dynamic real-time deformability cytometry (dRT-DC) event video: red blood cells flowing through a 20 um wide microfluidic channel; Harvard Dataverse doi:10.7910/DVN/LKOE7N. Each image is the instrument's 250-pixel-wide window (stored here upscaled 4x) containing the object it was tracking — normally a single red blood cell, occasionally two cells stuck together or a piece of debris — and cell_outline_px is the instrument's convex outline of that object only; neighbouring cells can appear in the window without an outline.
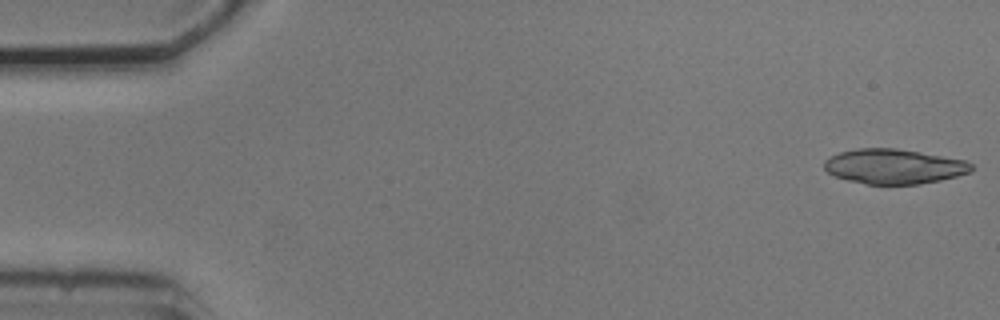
{"species": "common noctule bat (a hibernating species)", "species_latin": "Nyctalus noctula", "temperature_condition": "cold", "stored_images_in_passage": 5, "camera_frame_rate_fps": 3000, "um_per_image_px": 0.085, "animal": {"sex": "male", "body_mass_g": 20.5, "forearm_length_mm": 52.5}, "frame": {"image": 1, "passage_image": 1, "time_ms": 0.0, "image_size_px": [1000, 320], "cell_outline_px": [[972, 172], [940, 180], [920, 184], [864, 184], [848, 180], [836, 176], [828, 172], [824, 168], [824, 160], [840, 152], [856, 148], [896, 148], [920, 152], [964, 160], [972, 164]], "centroid_in_image_um": [75.98, 14.15], "position_along_channel_um": 9.0, "area_um2": 29.77}}